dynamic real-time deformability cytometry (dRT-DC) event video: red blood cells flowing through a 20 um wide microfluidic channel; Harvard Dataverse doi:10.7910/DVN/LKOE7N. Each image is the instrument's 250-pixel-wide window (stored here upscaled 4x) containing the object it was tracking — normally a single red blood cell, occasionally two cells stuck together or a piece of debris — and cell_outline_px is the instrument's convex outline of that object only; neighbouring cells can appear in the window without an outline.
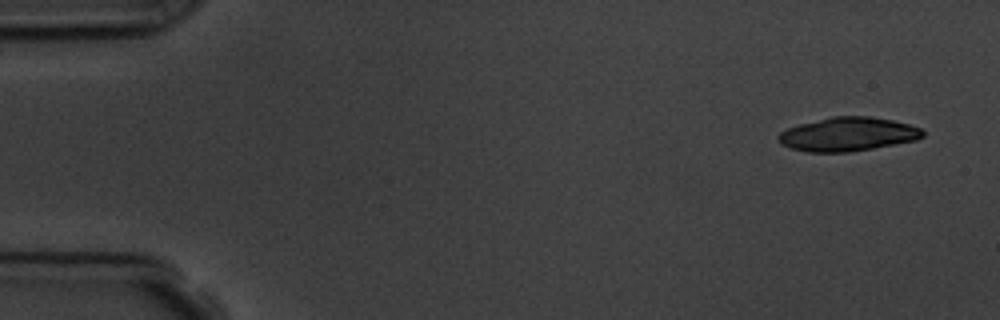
{"species": "common noctule bat (a hibernating species)", "species_latin": "Nyctalus noctula", "temperature_condition": "room temperature", "stored_images_in_passage": 10, "camera_frame_rate_fps": 3000, "um_per_image_px": 0.085, "animal": {"sex": "male", "body_mass_g": 19.5, "forearm_length_mm": 54.6}, "frame": {"image": 1, "passage_image": 1, "time_ms": 0.0, "image_size_px": [1000, 320], "cell_outline_px": [[924, 136], [916, 140], [872, 148], [848, 152], [808, 152], [792, 148], [784, 144], [776, 136], [780, 132], [788, 128], [800, 124], [832, 116], [872, 116], [892, 120], [908, 124], [920, 128], [924, 132]], "centroid_in_image_um": [72.09, 11.4], "position_along_channel_um": 12.9, "area_um2": 28.15}}
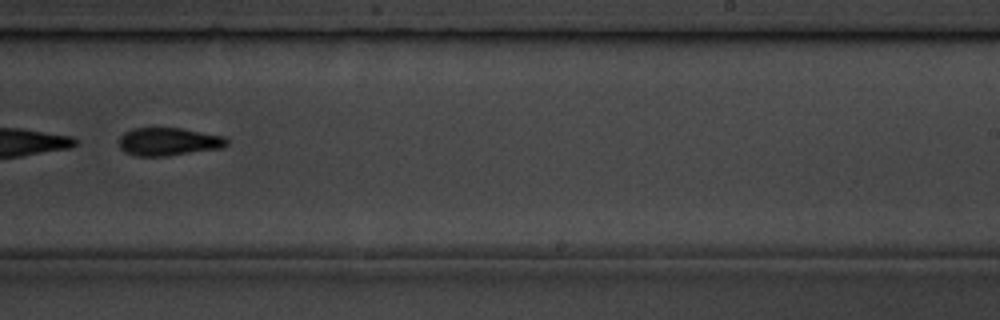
{"frame": {"image": 2, "passage_image": 10, "time_ms": 10.333, "image_size_px": [1000, 320], "cell_outline_px": [[228, 144], [224, 148], [168, 156], [136, 156], [124, 152], [120, 148], [120, 136], [124, 132], [132, 128], [180, 128], [224, 136], [228, 140]], "centroid_in_image_um": [14.34, 12.05], "position_along_channel_um": 274.7, "area_um2": 17.74}}